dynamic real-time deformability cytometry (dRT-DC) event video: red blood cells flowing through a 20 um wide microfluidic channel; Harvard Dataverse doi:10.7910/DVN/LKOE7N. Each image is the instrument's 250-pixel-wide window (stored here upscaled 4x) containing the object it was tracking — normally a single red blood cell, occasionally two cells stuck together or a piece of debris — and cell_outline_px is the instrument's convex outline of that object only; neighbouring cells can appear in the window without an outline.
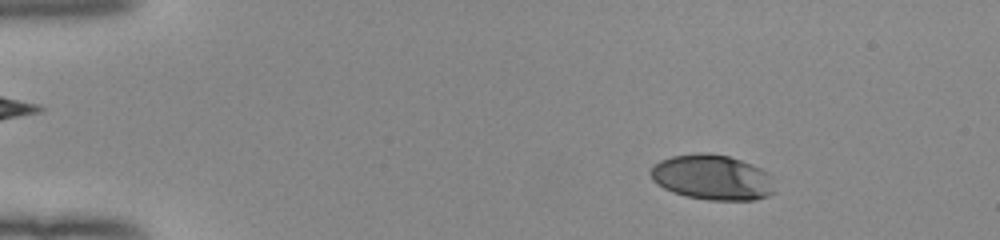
{"species": "human", "species_latin": "Homo sapiens", "temperature_condition": "room temperature", "stored_images_in_passage": 52, "camera_frame_rate_fps": 3000, "um_per_image_px": 0.085, "donor": {"sex": "female"}, "frame": {"image": 1, "passage_image": 8, "time_ms": 2.333, "image_size_px": [1000, 240], "cell_outline_px": [[776, 192], [768, 196], [752, 200], [708, 200], [688, 196], [672, 192], [656, 184], [652, 180], [648, 172], [652, 164], [660, 160], [672, 156], [696, 152], [708, 152], [728, 156], [752, 164], [768, 172], [772, 176]], "centroid_in_image_um": [60.53, 15.07], "position_along_channel_um": 24.5, "area_um2": 33.23}}
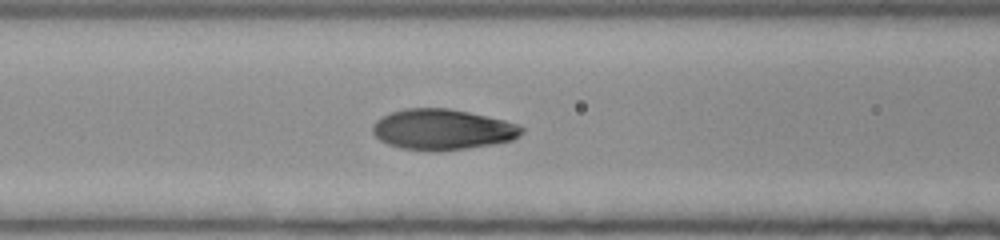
{"frame": {"image": 2, "passage_image": 23, "time_ms": 7.333, "image_size_px": [1000, 240], "cell_outline_px": [[524, 132], [520, 136], [512, 140], [492, 144], [468, 148], [440, 152], [432, 152], [400, 148], [388, 144], [380, 140], [372, 132], [372, 124], [376, 120], [392, 112], [404, 108], [448, 108], [468, 112], [504, 120], [516, 124], [524, 128]], "centroid_in_image_um": [37.6, 11.02], "position_along_channel_um": 129.0, "area_um2": 35.49}}
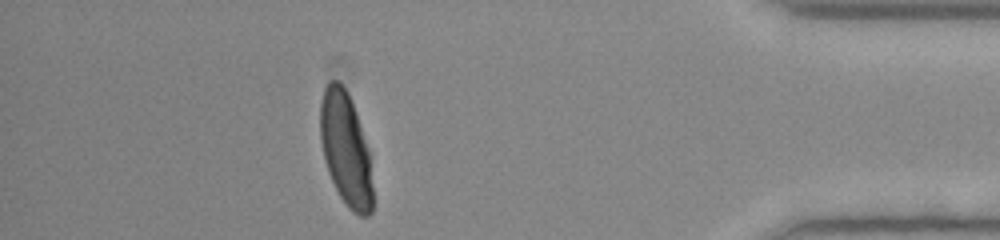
{"frame": {"image": 3, "passage_image": 47, "time_ms": 15.333, "image_size_px": [1000, 240], "cell_outline_px": [[372, 212], [368, 216], [360, 216], [352, 212], [348, 208], [340, 196], [328, 172], [324, 160], [320, 140], [320, 100], [324, 88], [328, 80], [336, 80], [348, 92], [356, 112], [368, 148], [372, 188]], "centroid_in_image_um": [29.36, 12.67], "position_along_channel_um": 405.8, "area_um2": 34.62}, "authors_computed_cell_mechanics": {"area_um2": 34.9401, "velocity_mm_per_s": 3.9676, "shape_relaxation_time_tau1_ms": 4.3618, "shape_relaxation_time_tau2_ms": null, "deformation_change_tau1": 0.2146, "deformation_change_tau2": null}}